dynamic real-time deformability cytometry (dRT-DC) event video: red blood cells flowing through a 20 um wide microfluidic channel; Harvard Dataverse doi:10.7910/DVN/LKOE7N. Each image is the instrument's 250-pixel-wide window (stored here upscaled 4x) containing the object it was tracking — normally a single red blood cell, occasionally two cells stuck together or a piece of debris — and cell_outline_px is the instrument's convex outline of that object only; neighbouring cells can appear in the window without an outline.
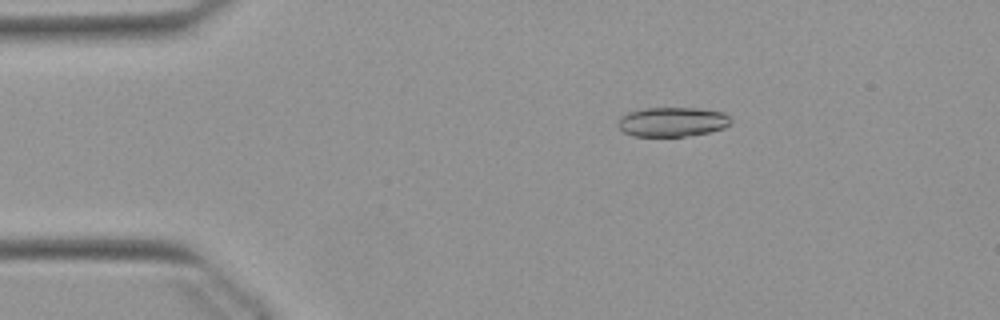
{"species": "Egyptian fruit bat (a non-hibernating species)", "species_latin": "Rousettus aegyptiacus", "temperature_condition": "warm", "stored_images_in_passage": 16, "camera_frame_rate_fps": 3000, "um_per_image_px": 0.085, "animal": {"sex": "female"}, "frame": {"image": 1, "passage_image": 9, "time_ms": 2.667, "image_size_px": [1000, 320], "cell_outline_px": [[732, 120], [724, 128], [708, 132], [684, 136], [632, 136], [624, 132], [616, 124], [620, 116], [628, 112], [644, 108], [696, 108], [724, 112]], "centroid_in_image_um": [57.11, 10.35], "position_along_channel_um": 27.9, "area_um2": 19.36}}